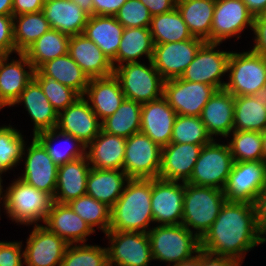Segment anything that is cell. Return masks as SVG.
<instances>
[{
    "label": "cell",
    "mask_w": 266,
    "mask_h": 266,
    "mask_svg": "<svg viewBox=\"0 0 266 266\" xmlns=\"http://www.w3.org/2000/svg\"><path fill=\"white\" fill-rule=\"evenodd\" d=\"M124 27L115 16L92 15L83 34L93 41L116 68V55L120 47Z\"/></svg>",
    "instance_id": "f546056e"
},
{
    "label": "cell",
    "mask_w": 266,
    "mask_h": 266,
    "mask_svg": "<svg viewBox=\"0 0 266 266\" xmlns=\"http://www.w3.org/2000/svg\"><path fill=\"white\" fill-rule=\"evenodd\" d=\"M25 143L21 165L23 170L17 176L27 184L49 194L52 198L56 192L58 166L48 155L44 146L32 136ZM29 142V143H28Z\"/></svg>",
    "instance_id": "30bf717a"
},
{
    "label": "cell",
    "mask_w": 266,
    "mask_h": 266,
    "mask_svg": "<svg viewBox=\"0 0 266 266\" xmlns=\"http://www.w3.org/2000/svg\"><path fill=\"white\" fill-rule=\"evenodd\" d=\"M124 28H150L152 15L140 0H127L115 15Z\"/></svg>",
    "instance_id": "c3c4849f"
},
{
    "label": "cell",
    "mask_w": 266,
    "mask_h": 266,
    "mask_svg": "<svg viewBox=\"0 0 266 266\" xmlns=\"http://www.w3.org/2000/svg\"><path fill=\"white\" fill-rule=\"evenodd\" d=\"M6 175L3 171L0 170V220H1V207H3V204H4V193H5V184H3V181H5V179H3L4 175Z\"/></svg>",
    "instance_id": "be15d7a7"
},
{
    "label": "cell",
    "mask_w": 266,
    "mask_h": 266,
    "mask_svg": "<svg viewBox=\"0 0 266 266\" xmlns=\"http://www.w3.org/2000/svg\"><path fill=\"white\" fill-rule=\"evenodd\" d=\"M262 244L253 204L245 202L225 201L216 220L201 238V249L243 263L246 255Z\"/></svg>",
    "instance_id": "6da1fadb"
},
{
    "label": "cell",
    "mask_w": 266,
    "mask_h": 266,
    "mask_svg": "<svg viewBox=\"0 0 266 266\" xmlns=\"http://www.w3.org/2000/svg\"><path fill=\"white\" fill-rule=\"evenodd\" d=\"M70 36L50 29L29 46L23 53L33 68L37 70L42 64L68 53Z\"/></svg>",
    "instance_id": "8d00e7d4"
},
{
    "label": "cell",
    "mask_w": 266,
    "mask_h": 266,
    "mask_svg": "<svg viewBox=\"0 0 266 266\" xmlns=\"http://www.w3.org/2000/svg\"><path fill=\"white\" fill-rule=\"evenodd\" d=\"M23 240H0V266H24Z\"/></svg>",
    "instance_id": "681fc988"
},
{
    "label": "cell",
    "mask_w": 266,
    "mask_h": 266,
    "mask_svg": "<svg viewBox=\"0 0 266 266\" xmlns=\"http://www.w3.org/2000/svg\"><path fill=\"white\" fill-rule=\"evenodd\" d=\"M225 201L223 190L185 183L182 225L201 239Z\"/></svg>",
    "instance_id": "5b68a950"
},
{
    "label": "cell",
    "mask_w": 266,
    "mask_h": 266,
    "mask_svg": "<svg viewBox=\"0 0 266 266\" xmlns=\"http://www.w3.org/2000/svg\"><path fill=\"white\" fill-rule=\"evenodd\" d=\"M233 164L234 160L225 140L213 139L209 144L203 145L187 183L223 190Z\"/></svg>",
    "instance_id": "ba28073f"
},
{
    "label": "cell",
    "mask_w": 266,
    "mask_h": 266,
    "mask_svg": "<svg viewBox=\"0 0 266 266\" xmlns=\"http://www.w3.org/2000/svg\"><path fill=\"white\" fill-rule=\"evenodd\" d=\"M217 91L214 86L178 78L164 81L163 97L177 115L200 116L202 109Z\"/></svg>",
    "instance_id": "9a60e30c"
},
{
    "label": "cell",
    "mask_w": 266,
    "mask_h": 266,
    "mask_svg": "<svg viewBox=\"0 0 266 266\" xmlns=\"http://www.w3.org/2000/svg\"><path fill=\"white\" fill-rule=\"evenodd\" d=\"M176 116L177 113L163 96L157 100L143 103L140 132L162 148L171 142Z\"/></svg>",
    "instance_id": "44dd1931"
},
{
    "label": "cell",
    "mask_w": 266,
    "mask_h": 266,
    "mask_svg": "<svg viewBox=\"0 0 266 266\" xmlns=\"http://www.w3.org/2000/svg\"><path fill=\"white\" fill-rule=\"evenodd\" d=\"M34 76H50L59 83L74 89L81 96L85 94L90 81L68 53L42 64L35 70Z\"/></svg>",
    "instance_id": "e575fe53"
},
{
    "label": "cell",
    "mask_w": 266,
    "mask_h": 266,
    "mask_svg": "<svg viewBox=\"0 0 266 266\" xmlns=\"http://www.w3.org/2000/svg\"><path fill=\"white\" fill-rule=\"evenodd\" d=\"M200 118L213 139L225 140L233 131L234 96L225 89L217 90L202 109Z\"/></svg>",
    "instance_id": "d4e9b609"
},
{
    "label": "cell",
    "mask_w": 266,
    "mask_h": 266,
    "mask_svg": "<svg viewBox=\"0 0 266 266\" xmlns=\"http://www.w3.org/2000/svg\"><path fill=\"white\" fill-rule=\"evenodd\" d=\"M44 225L49 231L63 238L68 244L87 243L96 234L68 204L53 201Z\"/></svg>",
    "instance_id": "603a6c76"
},
{
    "label": "cell",
    "mask_w": 266,
    "mask_h": 266,
    "mask_svg": "<svg viewBox=\"0 0 266 266\" xmlns=\"http://www.w3.org/2000/svg\"><path fill=\"white\" fill-rule=\"evenodd\" d=\"M152 16L169 12L176 8L177 0H140Z\"/></svg>",
    "instance_id": "6f0895ef"
},
{
    "label": "cell",
    "mask_w": 266,
    "mask_h": 266,
    "mask_svg": "<svg viewBox=\"0 0 266 266\" xmlns=\"http://www.w3.org/2000/svg\"><path fill=\"white\" fill-rule=\"evenodd\" d=\"M228 137L225 140L234 162L262 160V132L233 130Z\"/></svg>",
    "instance_id": "ee69618b"
},
{
    "label": "cell",
    "mask_w": 266,
    "mask_h": 266,
    "mask_svg": "<svg viewBox=\"0 0 266 266\" xmlns=\"http://www.w3.org/2000/svg\"><path fill=\"white\" fill-rule=\"evenodd\" d=\"M253 96L260 100L263 103V108L266 109V85L261 87Z\"/></svg>",
    "instance_id": "e7e4bbea"
},
{
    "label": "cell",
    "mask_w": 266,
    "mask_h": 266,
    "mask_svg": "<svg viewBox=\"0 0 266 266\" xmlns=\"http://www.w3.org/2000/svg\"><path fill=\"white\" fill-rule=\"evenodd\" d=\"M266 189V163L261 161L234 162L223 189L226 201L253 204Z\"/></svg>",
    "instance_id": "5bb4252c"
},
{
    "label": "cell",
    "mask_w": 266,
    "mask_h": 266,
    "mask_svg": "<svg viewBox=\"0 0 266 266\" xmlns=\"http://www.w3.org/2000/svg\"><path fill=\"white\" fill-rule=\"evenodd\" d=\"M130 178L123 170L91 168L86 183V194L110 208L122 195Z\"/></svg>",
    "instance_id": "1f68e13d"
},
{
    "label": "cell",
    "mask_w": 266,
    "mask_h": 266,
    "mask_svg": "<svg viewBox=\"0 0 266 266\" xmlns=\"http://www.w3.org/2000/svg\"><path fill=\"white\" fill-rule=\"evenodd\" d=\"M67 204L95 233L97 230L104 234L109 231L111 208L105 203L86 194Z\"/></svg>",
    "instance_id": "7bdbcfd3"
},
{
    "label": "cell",
    "mask_w": 266,
    "mask_h": 266,
    "mask_svg": "<svg viewBox=\"0 0 266 266\" xmlns=\"http://www.w3.org/2000/svg\"><path fill=\"white\" fill-rule=\"evenodd\" d=\"M212 140L200 116H176L171 143L206 145Z\"/></svg>",
    "instance_id": "f6af8a7d"
},
{
    "label": "cell",
    "mask_w": 266,
    "mask_h": 266,
    "mask_svg": "<svg viewBox=\"0 0 266 266\" xmlns=\"http://www.w3.org/2000/svg\"><path fill=\"white\" fill-rule=\"evenodd\" d=\"M266 129V109L253 95L234 97V125L236 131L263 132Z\"/></svg>",
    "instance_id": "ab89813d"
},
{
    "label": "cell",
    "mask_w": 266,
    "mask_h": 266,
    "mask_svg": "<svg viewBox=\"0 0 266 266\" xmlns=\"http://www.w3.org/2000/svg\"><path fill=\"white\" fill-rule=\"evenodd\" d=\"M11 182V183H10ZM5 187L1 212L16 226L42 225L53 203V198L18 177Z\"/></svg>",
    "instance_id": "3957f363"
},
{
    "label": "cell",
    "mask_w": 266,
    "mask_h": 266,
    "mask_svg": "<svg viewBox=\"0 0 266 266\" xmlns=\"http://www.w3.org/2000/svg\"><path fill=\"white\" fill-rule=\"evenodd\" d=\"M42 12L51 29L69 36L83 34L89 15L70 0H50L45 2Z\"/></svg>",
    "instance_id": "4dcf8cb0"
},
{
    "label": "cell",
    "mask_w": 266,
    "mask_h": 266,
    "mask_svg": "<svg viewBox=\"0 0 266 266\" xmlns=\"http://www.w3.org/2000/svg\"><path fill=\"white\" fill-rule=\"evenodd\" d=\"M203 145L169 143L161 150L158 178L187 183Z\"/></svg>",
    "instance_id": "7402d4cb"
},
{
    "label": "cell",
    "mask_w": 266,
    "mask_h": 266,
    "mask_svg": "<svg viewBox=\"0 0 266 266\" xmlns=\"http://www.w3.org/2000/svg\"><path fill=\"white\" fill-rule=\"evenodd\" d=\"M83 97L101 122L114 114L125 99L119 80L114 74L90 79Z\"/></svg>",
    "instance_id": "4316f807"
},
{
    "label": "cell",
    "mask_w": 266,
    "mask_h": 266,
    "mask_svg": "<svg viewBox=\"0 0 266 266\" xmlns=\"http://www.w3.org/2000/svg\"><path fill=\"white\" fill-rule=\"evenodd\" d=\"M25 241L24 266H61L68 243L44 225H32Z\"/></svg>",
    "instance_id": "e0dca14e"
},
{
    "label": "cell",
    "mask_w": 266,
    "mask_h": 266,
    "mask_svg": "<svg viewBox=\"0 0 266 266\" xmlns=\"http://www.w3.org/2000/svg\"><path fill=\"white\" fill-rule=\"evenodd\" d=\"M172 266H201V249L191 258Z\"/></svg>",
    "instance_id": "91938a15"
},
{
    "label": "cell",
    "mask_w": 266,
    "mask_h": 266,
    "mask_svg": "<svg viewBox=\"0 0 266 266\" xmlns=\"http://www.w3.org/2000/svg\"><path fill=\"white\" fill-rule=\"evenodd\" d=\"M237 51H231L224 89L234 97L254 95L266 85V56L249 48Z\"/></svg>",
    "instance_id": "8992f818"
},
{
    "label": "cell",
    "mask_w": 266,
    "mask_h": 266,
    "mask_svg": "<svg viewBox=\"0 0 266 266\" xmlns=\"http://www.w3.org/2000/svg\"><path fill=\"white\" fill-rule=\"evenodd\" d=\"M91 168L86 156L58 166L53 201L67 204L86 195L87 177Z\"/></svg>",
    "instance_id": "f1b7e54d"
},
{
    "label": "cell",
    "mask_w": 266,
    "mask_h": 266,
    "mask_svg": "<svg viewBox=\"0 0 266 266\" xmlns=\"http://www.w3.org/2000/svg\"><path fill=\"white\" fill-rule=\"evenodd\" d=\"M108 265L150 266L153 261L147 233L133 231H108L104 234Z\"/></svg>",
    "instance_id": "8fae6325"
},
{
    "label": "cell",
    "mask_w": 266,
    "mask_h": 266,
    "mask_svg": "<svg viewBox=\"0 0 266 266\" xmlns=\"http://www.w3.org/2000/svg\"><path fill=\"white\" fill-rule=\"evenodd\" d=\"M151 193L152 179H129L111 207L109 231L148 233L154 225Z\"/></svg>",
    "instance_id": "7a4b0ae2"
},
{
    "label": "cell",
    "mask_w": 266,
    "mask_h": 266,
    "mask_svg": "<svg viewBox=\"0 0 266 266\" xmlns=\"http://www.w3.org/2000/svg\"><path fill=\"white\" fill-rule=\"evenodd\" d=\"M3 124L0 126V170L6 175L16 171L21 164L26 135L15 125Z\"/></svg>",
    "instance_id": "b9f144b4"
},
{
    "label": "cell",
    "mask_w": 266,
    "mask_h": 266,
    "mask_svg": "<svg viewBox=\"0 0 266 266\" xmlns=\"http://www.w3.org/2000/svg\"><path fill=\"white\" fill-rule=\"evenodd\" d=\"M254 20H266V8Z\"/></svg>",
    "instance_id": "003e7915"
},
{
    "label": "cell",
    "mask_w": 266,
    "mask_h": 266,
    "mask_svg": "<svg viewBox=\"0 0 266 266\" xmlns=\"http://www.w3.org/2000/svg\"><path fill=\"white\" fill-rule=\"evenodd\" d=\"M35 69L24 53L6 55L0 62V111L10 108L31 82Z\"/></svg>",
    "instance_id": "d6986e66"
},
{
    "label": "cell",
    "mask_w": 266,
    "mask_h": 266,
    "mask_svg": "<svg viewBox=\"0 0 266 266\" xmlns=\"http://www.w3.org/2000/svg\"><path fill=\"white\" fill-rule=\"evenodd\" d=\"M24 106V110L30 116L33 123L32 136L56 128L58 112L53 108L48 98L42 91L40 85L32 79L26 88L21 92L19 98L10 107Z\"/></svg>",
    "instance_id": "cb8c5ba5"
},
{
    "label": "cell",
    "mask_w": 266,
    "mask_h": 266,
    "mask_svg": "<svg viewBox=\"0 0 266 266\" xmlns=\"http://www.w3.org/2000/svg\"><path fill=\"white\" fill-rule=\"evenodd\" d=\"M93 15L115 16L127 0H92Z\"/></svg>",
    "instance_id": "11a10c76"
},
{
    "label": "cell",
    "mask_w": 266,
    "mask_h": 266,
    "mask_svg": "<svg viewBox=\"0 0 266 266\" xmlns=\"http://www.w3.org/2000/svg\"><path fill=\"white\" fill-rule=\"evenodd\" d=\"M141 108V103L125 98L115 113L101 122L102 131L125 139L140 132Z\"/></svg>",
    "instance_id": "f35d334b"
},
{
    "label": "cell",
    "mask_w": 266,
    "mask_h": 266,
    "mask_svg": "<svg viewBox=\"0 0 266 266\" xmlns=\"http://www.w3.org/2000/svg\"><path fill=\"white\" fill-rule=\"evenodd\" d=\"M76 3L89 16L93 15V1L92 0H70Z\"/></svg>",
    "instance_id": "94428289"
},
{
    "label": "cell",
    "mask_w": 266,
    "mask_h": 266,
    "mask_svg": "<svg viewBox=\"0 0 266 266\" xmlns=\"http://www.w3.org/2000/svg\"><path fill=\"white\" fill-rule=\"evenodd\" d=\"M185 183L152 179L151 207L154 225L182 224Z\"/></svg>",
    "instance_id": "2e32d148"
},
{
    "label": "cell",
    "mask_w": 266,
    "mask_h": 266,
    "mask_svg": "<svg viewBox=\"0 0 266 266\" xmlns=\"http://www.w3.org/2000/svg\"><path fill=\"white\" fill-rule=\"evenodd\" d=\"M68 54L89 79L108 77L114 73L109 58L84 34L70 36Z\"/></svg>",
    "instance_id": "484cf974"
},
{
    "label": "cell",
    "mask_w": 266,
    "mask_h": 266,
    "mask_svg": "<svg viewBox=\"0 0 266 266\" xmlns=\"http://www.w3.org/2000/svg\"><path fill=\"white\" fill-rule=\"evenodd\" d=\"M126 139L101 130L86 146V157L90 168L122 170Z\"/></svg>",
    "instance_id": "83f0119b"
},
{
    "label": "cell",
    "mask_w": 266,
    "mask_h": 266,
    "mask_svg": "<svg viewBox=\"0 0 266 266\" xmlns=\"http://www.w3.org/2000/svg\"><path fill=\"white\" fill-rule=\"evenodd\" d=\"M162 148L147 135L137 132L126 139L123 171L130 179L158 178Z\"/></svg>",
    "instance_id": "4fadbf2b"
},
{
    "label": "cell",
    "mask_w": 266,
    "mask_h": 266,
    "mask_svg": "<svg viewBox=\"0 0 266 266\" xmlns=\"http://www.w3.org/2000/svg\"><path fill=\"white\" fill-rule=\"evenodd\" d=\"M6 56V54L0 50V62L2 61V59Z\"/></svg>",
    "instance_id": "a7ac6f4b"
},
{
    "label": "cell",
    "mask_w": 266,
    "mask_h": 266,
    "mask_svg": "<svg viewBox=\"0 0 266 266\" xmlns=\"http://www.w3.org/2000/svg\"><path fill=\"white\" fill-rule=\"evenodd\" d=\"M153 50L154 43L150 28H124L116 55V67L128 62H140L144 59L152 60Z\"/></svg>",
    "instance_id": "d590c367"
},
{
    "label": "cell",
    "mask_w": 266,
    "mask_h": 266,
    "mask_svg": "<svg viewBox=\"0 0 266 266\" xmlns=\"http://www.w3.org/2000/svg\"><path fill=\"white\" fill-rule=\"evenodd\" d=\"M150 33L154 44L179 42L193 38L177 8L152 16Z\"/></svg>",
    "instance_id": "74e56055"
},
{
    "label": "cell",
    "mask_w": 266,
    "mask_h": 266,
    "mask_svg": "<svg viewBox=\"0 0 266 266\" xmlns=\"http://www.w3.org/2000/svg\"><path fill=\"white\" fill-rule=\"evenodd\" d=\"M56 128L63 133L76 137L86 146L102 130L101 121L83 96L58 113Z\"/></svg>",
    "instance_id": "ffe728a7"
},
{
    "label": "cell",
    "mask_w": 266,
    "mask_h": 266,
    "mask_svg": "<svg viewBox=\"0 0 266 266\" xmlns=\"http://www.w3.org/2000/svg\"><path fill=\"white\" fill-rule=\"evenodd\" d=\"M176 8L193 37L211 42L215 0H177Z\"/></svg>",
    "instance_id": "836d02e7"
},
{
    "label": "cell",
    "mask_w": 266,
    "mask_h": 266,
    "mask_svg": "<svg viewBox=\"0 0 266 266\" xmlns=\"http://www.w3.org/2000/svg\"><path fill=\"white\" fill-rule=\"evenodd\" d=\"M262 161L266 163V129L262 132Z\"/></svg>",
    "instance_id": "03108f58"
},
{
    "label": "cell",
    "mask_w": 266,
    "mask_h": 266,
    "mask_svg": "<svg viewBox=\"0 0 266 266\" xmlns=\"http://www.w3.org/2000/svg\"><path fill=\"white\" fill-rule=\"evenodd\" d=\"M253 41L249 47L253 52L266 56V20H254L252 29Z\"/></svg>",
    "instance_id": "f5cc1de1"
},
{
    "label": "cell",
    "mask_w": 266,
    "mask_h": 266,
    "mask_svg": "<svg viewBox=\"0 0 266 266\" xmlns=\"http://www.w3.org/2000/svg\"><path fill=\"white\" fill-rule=\"evenodd\" d=\"M61 266H108L107 249L95 244H69Z\"/></svg>",
    "instance_id": "bcb514c9"
},
{
    "label": "cell",
    "mask_w": 266,
    "mask_h": 266,
    "mask_svg": "<svg viewBox=\"0 0 266 266\" xmlns=\"http://www.w3.org/2000/svg\"><path fill=\"white\" fill-rule=\"evenodd\" d=\"M50 29L51 26L42 11L13 16V32L16 51L23 53Z\"/></svg>",
    "instance_id": "60d3db41"
},
{
    "label": "cell",
    "mask_w": 266,
    "mask_h": 266,
    "mask_svg": "<svg viewBox=\"0 0 266 266\" xmlns=\"http://www.w3.org/2000/svg\"><path fill=\"white\" fill-rule=\"evenodd\" d=\"M243 262L232 257L213 254L201 249V266H242Z\"/></svg>",
    "instance_id": "db71d44e"
},
{
    "label": "cell",
    "mask_w": 266,
    "mask_h": 266,
    "mask_svg": "<svg viewBox=\"0 0 266 266\" xmlns=\"http://www.w3.org/2000/svg\"><path fill=\"white\" fill-rule=\"evenodd\" d=\"M53 108L59 113L74 103L81 95L50 76H34Z\"/></svg>",
    "instance_id": "7dc6e473"
},
{
    "label": "cell",
    "mask_w": 266,
    "mask_h": 266,
    "mask_svg": "<svg viewBox=\"0 0 266 266\" xmlns=\"http://www.w3.org/2000/svg\"><path fill=\"white\" fill-rule=\"evenodd\" d=\"M205 41L193 37L185 41L154 44L152 62L164 80L180 77Z\"/></svg>",
    "instance_id": "ac0fdd59"
},
{
    "label": "cell",
    "mask_w": 266,
    "mask_h": 266,
    "mask_svg": "<svg viewBox=\"0 0 266 266\" xmlns=\"http://www.w3.org/2000/svg\"><path fill=\"white\" fill-rule=\"evenodd\" d=\"M44 0H13V16L41 12Z\"/></svg>",
    "instance_id": "9f6ffc18"
},
{
    "label": "cell",
    "mask_w": 266,
    "mask_h": 266,
    "mask_svg": "<svg viewBox=\"0 0 266 266\" xmlns=\"http://www.w3.org/2000/svg\"><path fill=\"white\" fill-rule=\"evenodd\" d=\"M222 44L205 41L180 78L189 82L205 83L217 90L224 89L231 51H227V48L222 50Z\"/></svg>",
    "instance_id": "9c48e42d"
},
{
    "label": "cell",
    "mask_w": 266,
    "mask_h": 266,
    "mask_svg": "<svg viewBox=\"0 0 266 266\" xmlns=\"http://www.w3.org/2000/svg\"><path fill=\"white\" fill-rule=\"evenodd\" d=\"M113 74L119 80L126 99L143 104L163 96L165 80L152 60L121 64L114 68Z\"/></svg>",
    "instance_id": "52a82bcc"
},
{
    "label": "cell",
    "mask_w": 266,
    "mask_h": 266,
    "mask_svg": "<svg viewBox=\"0 0 266 266\" xmlns=\"http://www.w3.org/2000/svg\"><path fill=\"white\" fill-rule=\"evenodd\" d=\"M253 208L257 231L264 245L266 243V189L257 196L253 202Z\"/></svg>",
    "instance_id": "816d5d0a"
},
{
    "label": "cell",
    "mask_w": 266,
    "mask_h": 266,
    "mask_svg": "<svg viewBox=\"0 0 266 266\" xmlns=\"http://www.w3.org/2000/svg\"><path fill=\"white\" fill-rule=\"evenodd\" d=\"M34 137L44 146L57 166L86 156L85 144L76 137L63 133L57 128L42 131Z\"/></svg>",
    "instance_id": "d6a6232c"
},
{
    "label": "cell",
    "mask_w": 266,
    "mask_h": 266,
    "mask_svg": "<svg viewBox=\"0 0 266 266\" xmlns=\"http://www.w3.org/2000/svg\"><path fill=\"white\" fill-rule=\"evenodd\" d=\"M13 0H0V15H13Z\"/></svg>",
    "instance_id": "6125c7cd"
},
{
    "label": "cell",
    "mask_w": 266,
    "mask_h": 266,
    "mask_svg": "<svg viewBox=\"0 0 266 266\" xmlns=\"http://www.w3.org/2000/svg\"><path fill=\"white\" fill-rule=\"evenodd\" d=\"M147 234L153 262L165 266L189 259L201 249V239L182 224L153 225Z\"/></svg>",
    "instance_id": "277c9868"
},
{
    "label": "cell",
    "mask_w": 266,
    "mask_h": 266,
    "mask_svg": "<svg viewBox=\"0 0 266 266\" xmlns=\"http://www.w3.org/2000/svg\"><path fill=\"white\" fill-rule=\"evenodd\" d=\"M0 50L6 55L16 54L13 15H0Z\"/></svg>",
    "instance_id": "f907efd6"
},
{
    "label": "cell",
    "mask_w": 266,
    "mask_h": 266,
    "mask_svg": "<svg viewBox=\"0 0 266 266\" xmlns=\"http://www.w3.org/2000/svg\"><path fill=\"white\" fill-rule=\"evenodd\" d=\"M254 18L243 0H215L211 42L227 43L233 37L238 41L249 29L251 34Z\"/></svg>",
    "instance_id": "7c38bea8"
},
{
    "label": "cell",
    "mask_w": 266,
    "mask_h": 266,
    "mask_svg": "<svg viewBox=\"0 0 266 266\" xmlns=\"http://www.w3.org/2000/svg\"><path fill=\"white\" fill-rule=\"evenodd\" d=\"M243 2L254 17L259 16V14L266 8V0H243Z\"/></svg>",
    "instance_id": "680465c9"
}]
</instances>
